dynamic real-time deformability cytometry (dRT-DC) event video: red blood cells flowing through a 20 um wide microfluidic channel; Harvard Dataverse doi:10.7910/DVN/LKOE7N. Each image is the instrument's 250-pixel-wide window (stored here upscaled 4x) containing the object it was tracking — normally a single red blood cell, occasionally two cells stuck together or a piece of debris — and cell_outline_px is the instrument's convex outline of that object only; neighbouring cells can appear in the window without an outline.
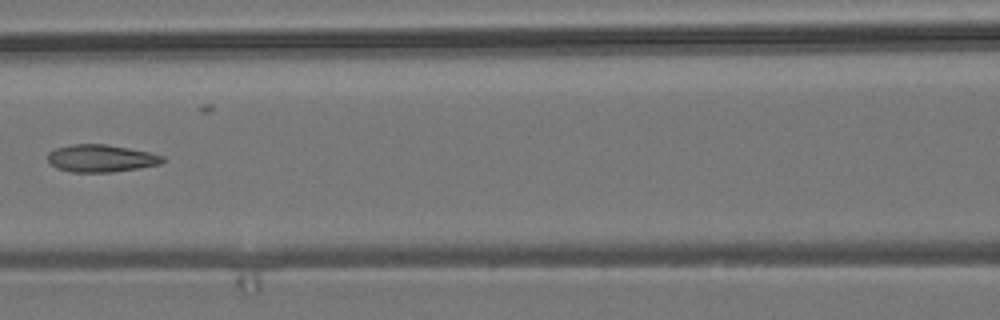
{"species": "common noctule bat (a hibernating species)", "species_latin": "Nyctalus noctula", "temperature_condition": "room temperature", "stored_images_in_passage": 9, "camera_frame_rate_fps": 3000, "um_per_image_px": 0.085, "animal": {"sex": "male", "body_mass_g": 19.2, "forearm_length_mm": 51.8}, "frame": {"image": 1, "passage_image": 7, "time_ms": 2.0, "image_size_px": [1000, 320], "cell_outline_px": [[168, 160], [160, 164], [112, 172], [72, 172], [56, 168], [48, 160], [48, 152], [56, 148], [72, 144], [104, 144], [128, 148], [148, 152], [164, 156]], "centroid_in_image_um": [8.59, 13.46], "position_along_channel_um": 158.0, "area_um2": 18.26}}